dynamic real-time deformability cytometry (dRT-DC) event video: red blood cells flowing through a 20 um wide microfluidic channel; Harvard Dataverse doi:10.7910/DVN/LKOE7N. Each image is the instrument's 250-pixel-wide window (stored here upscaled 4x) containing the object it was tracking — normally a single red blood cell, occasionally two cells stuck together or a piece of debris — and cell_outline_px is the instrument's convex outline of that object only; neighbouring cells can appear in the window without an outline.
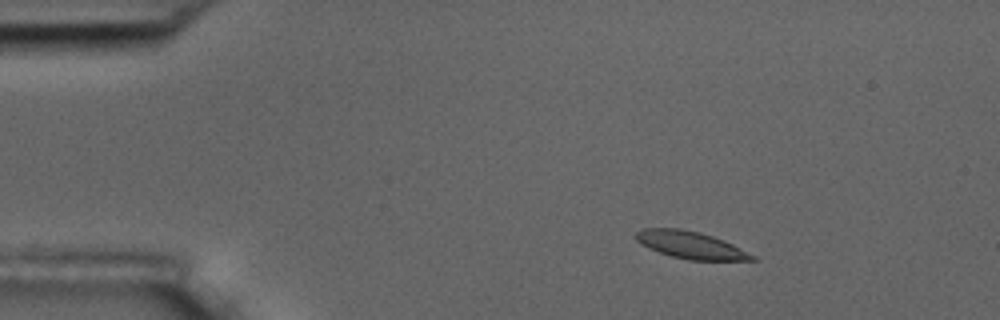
{"species": "common noctule bat (a hibernating species)", "species_latin": "Nyctalus noctula", "temperature_condition": "room temperature", "stored_images_in_passage": 15, "camera_frame_rate_fps": 3000, "um_per_image_px": 0.085, "animal": {"sex": "male", "body_mass_g": 17.5, "forearm_length_mm": 52.3}, "frame": {"image": 1, "passage_image": 3, "time_ms": 2.333, "image_size_px": [1000, 320], "cell_outline_px": [[756, 260], [688, 260], [672, 256], [648, 248], [640, 244], [636, 240], [636, 232], [644, 228], [680, 228], [700, 232], [724, 240], [756, 256]], "centroid_in_image_um": [58.69, 20.82], "position_along_channel_um": 26.3, "area_um2": 18.38}}
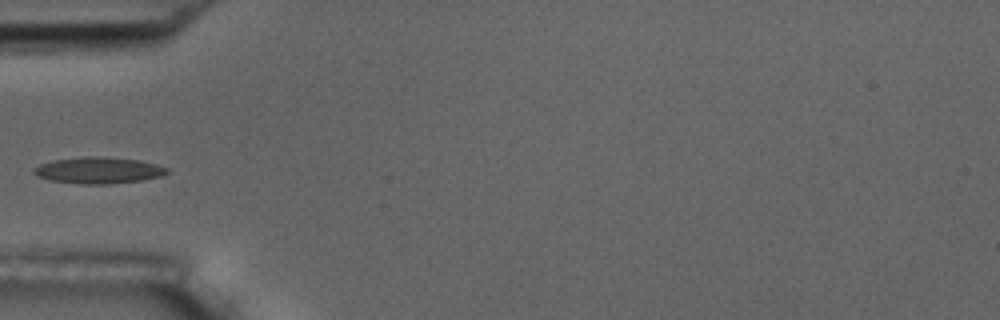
{"frame": {"image": 2, "passage_image": 5, "time_ms": 5.667, "image_size_px": [1000, 320], "cell_outline_px": [[168, 172], [160, 176], [140, 180], [108, 184], [80, 184], [48, 180], [36, 176], [32, 172], [32, 168], [40, 164], [52, 160], [88, 156], [100, 156], [140, 160], [156, 164], [168, 168]], "centroid_in_image_um": [8.31, 14.47], "position_along_channel_um": 76.7, "area_um2": 20.58}}
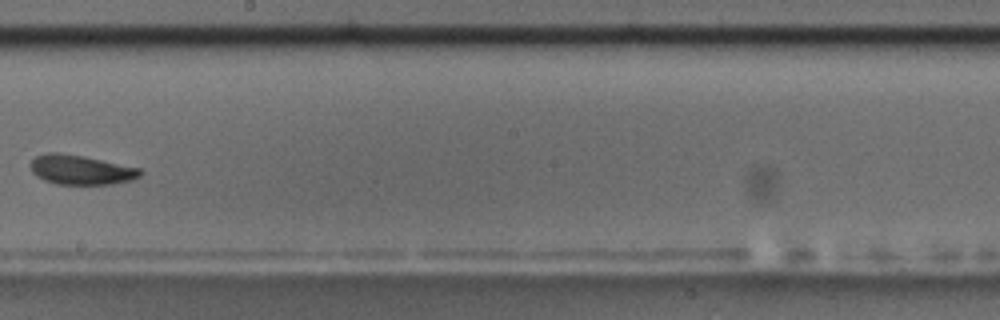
{"frame": {"image": 3, "passage_image": 9, "time_ms": 10.333, "image_size_px": [1000, 320], "cell_outline_px": [[144, 172], [140, 176], [132, 180], [112, 184], [56, 184], [44, 180], [36, 176], [32, 172], [28, 164], [36, 156], [44, 152], [60, 152], [84, 156], [140, 168]], "centroid_in_image_um": [6.85, 14.42], "position_along_channel_um": 241.4, "area_um2": 19.13}, "authors_computed_cell_mechanics": {"area_um2": 18.4382, "velocity_mm_per_s": 3.5373, "shape_relaxation_time_tau1_ms": 3.3777, "shape_relaxation_time_tau2_ms": 2.5347, "deformation_change_tau1": 0.0922, "deformation_change_tau2": 0.0821}}